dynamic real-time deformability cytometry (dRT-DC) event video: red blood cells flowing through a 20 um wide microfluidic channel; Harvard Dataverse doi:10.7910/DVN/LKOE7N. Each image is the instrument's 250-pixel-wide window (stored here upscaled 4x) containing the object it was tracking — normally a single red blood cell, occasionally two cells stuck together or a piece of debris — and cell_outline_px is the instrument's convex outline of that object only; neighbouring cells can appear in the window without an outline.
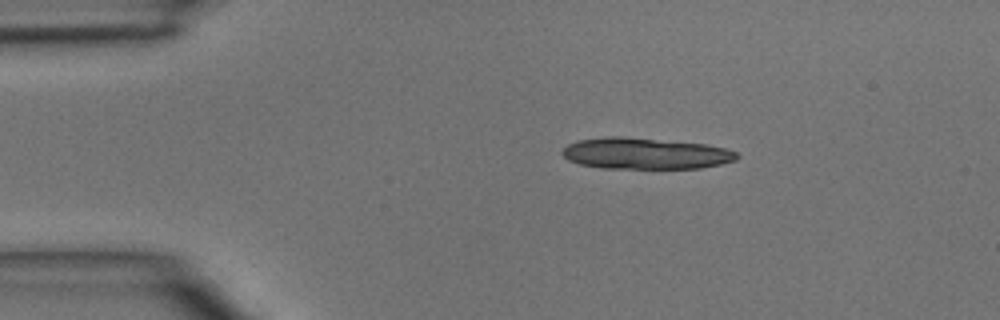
{"species": "common noctule bat (a hibernating species)", "species_latin": "Nyctalus noctula", "temperature_condition": "room temperature", "stored_images_in_passage": 10, "camera_frame_rate_fps": 3000, "um_per_image_px": 0.085, "animal": {"sex": "male", "body_mass_g": 15.6}, "frame": {"image": 1, "passage_image": 1, "time_ms": 0.0, "image_size_px": [1000, 320], "cell_outline_px": [[740, 156], [736, 160], [720, 164], [700, 168], [600, 168], [580, 164], [568, 160], [560, 152], [568, 144], [576, 140], [608, 136], [620, 136], [708, 144], [724, 148], [736, 152]], "centroid_in_image_um": [54.83, 13.04], "position_along_channel_um": 30.2, "area_um2": 31.91}}